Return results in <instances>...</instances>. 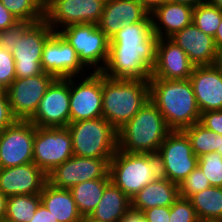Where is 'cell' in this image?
Masks as SVG:
<instances>
[{
	"mask_svg": "<svg viewBox=\"0 0 222 222\" xmlns=\"http://www.w3.org/2000/svg\"><path fill=\"white\" fill-rule=\"evenodd\" d=\"M157 40L152 22L124 24L110 39L107 63L101 73L112 79L149 81Z\"/></svg>",
	"mask_w": 222,
	"mask_h": 222,
	"instance_id": "6da1fadb",
	"label": "cell"
},
{
	"mask_svg": "<svg viewBox=\"0 0 222 222\" xmlns=\"http://www.w3.org/2000/svg\"><path fill=\"white\" fill-rule=\"evenodd\" d=\"M149 99L171 130H183L200 120L201 113L189 79L150 78Z\"/></svg>",
	"mask_w": 222,
	"mask_h": 222,
	"instance_id": "7a4b0ae2",
	"label": "cell"
},
{
	"mask_svg": "<svg viewBox=\"0 0 222 222\" xmlns=\"http://www.w3.org/2000/svg\"><path fill=\"white\" fill-rule=\"evenodd\" d=\"M149 100V81L112 79L102 74V117L117 131Z\"/></svg>",
	"mask_w": 222,
	"mask_h": 222,
	"instance_id": "3957f363",
	"label": "cell"
},
{
	"mask_svg": "<svg viewBox=\"0 0 222 222\" xmlns=\"http://www.w3.org/2000/svg\"><path fill=\"white\" fill-rule=\"evenodd\" d=\"M171 129L149 99L140 111L117 131L118 150L156 154Z\"/></svg>",
	"mask_w": 222,
	"mask_h": 222,
	"instance_id": "277c9868",
	"label": "cell"
},
{
	"mask_svg": "<svg viewBox=\"0 0 222 222\" xmlns=\"http://www.w3.org/2000/svg\"><path fill=\"white\" fill-rule=\"evenodd\" d=\"M111 182L130 199L160 177L156 154L116 151L109 162Z\"/></svg>",
	"mask_w": 222,
	"mask_h": 222,
	"instance_id": "5b68a950",
	"label": "cell"
},
{
	"mask_svg": "<svg viewBox=\"0 0 222 222\" xmlns=\"http://www.w3.org/2000/svg\"><path fill=\"white\" fill-rule=\"evenodd\" d=\"M54 30L45 20L32 23L18 21L15 24V42L11 51L15 60L16 78H27L43 73L42 52Z\"/></svg>",
	"mask_w": 222,
	"mask_h": 222,
	"instance_id": "8992f818",
	"label": "cell"
},
{
	"mask_svg": "<svg viewBox=\"0 0 222 222\" xmlns=\"http://www.w3.org/2000/svg\"><path fill=\"white\" fill-rule=\"evenodd\" d=\"M67 128L77 157L112 158L118 149L117 130L103 117L71 122Z\"/></svg>",
	"mask_w": 222,
	"mask_h": 222,
	"instance_id": "52a82bcc",
	"label": "cell"
},
{
	"mask_svg": "<svg viewBox=\"0 0 222 222\" xmlns=\"http://www.w3.org/2000/svg\"><path fill=\"white\" fill-rule=\"evenodd\" d=\"M75 49L90 72H101L109 54L110 39L94 23L71 24L58 31Z\"/></svg>",
	"mask_w": 222,
	"mask_h": 222,
	"instance_id": "ba28073f",
	"label": "cell"
},
{
	"mask_svg": "<svg viewBox=\"0 0 222 222\" xmlns=\"http://www.w3.org/2000/svg\"><path fill=\"white\" fill-rule=\"evenodd\" d=\"M156 155L160 176L176 184H180L198 166V157L183 130H171Z\"/></svg>",
	"mask_w": 222,
	"mask_h": 222,
	"instance_id": "9c48e42d",
	"label": "cell"
},
{
	"mask_svg": "<svg viewBox=\"0 0 222 222\" xmlns=\"http://www.w3.org/2000/svg\"><path fill=\"white\" fill-rule=\"evenodd\" d=\"M73 155L72 137L67 127H36L33 163L46 174Z\"/></svg>",
	"mask_w": 222,
	"mask_h": 222,
	"instance_id": "30bf717a",
	"label": "cell"
},
{
	"mask_svg": "<svg viewBox=\"0 0 222 222\" xmlns=\"http://www.w3.org/2000/svg\"><path fill=\"white\" fill-rule=\"evenodd\" d=\"M55 79L47 72L27 78H16L5 90L14 118L29 121L37 111L47 88Z\"/></svg>",
	"mask_w": 222,
	"mask_h": 222,
	"instance_id": "8fae6325",
	"label": "cell"
},
{
	"mask_svg": "<svg viewBox=\"0 0 222 222\" xmlns=\"http://www.w3.org/2000/svg\"><path fill=\"white\" fill-rule=\"evenodd\" d=\"M102 117V73L70 78V123Z\"/></svg>",
	"mask_w": 222,
	"mask_h": 222,
	"instance_id": "7c38bea8",
	"label": "cell"
},
{
	"mask_svg": "<svg viewBox=\"0 0 222 222\" xmlns=\"http://www.w3.org/2000/svg\"><path fill=\"white\" fill-rule=\"evenodd\" d=\"M103 7L102 0H45L44 20L54 32L71 24H97Z\"/></svg>",
	"mask_w": 222,
	"mask_h": 222,
	"instance_id": "4fadbf2b",
	"label": "cell"
},
{
	"mask_svg": "<svg viewBox=\"0 0 222 222\" xmlns=\"http://www.w3.org/2000/svg\"><path fill=\"white\" fill-rule=\"evenodd\" d=\"M35 131V125L23 120H16L0 131V168L33 162Z\"/></svg>",
	"mask_w": 222,
	"mask_h": 222,
	"instance_id": "5bb4252c",
	"label": "cell"
},
{
	"mask_svg": "<svg viewBox=\"0 0 222 222\" xmlns=\"http://www.w3.org/2000/svg\"><path fill=\"white\" fill-rule=\"evenodd\" d=\"M41 67L44 72L60 79L90 73V70L86 69L79 60L75 49L59 32H54L46 41L42 52Z\"/></svg>",
	"mask_w": 222,
	"mask_h": 222,
	"instance_id": "9a60e30c",
	"label": "cell"
},
{
	"mask_svg": "<svg viewBox=\"0 0 222 222\" xmlns=\"http://www.w3.org/2000/svg\"><path fill=\"white\" fill-rule=\"evenodd\" d=\"M36 127H67L70 123V78H56L47 88L33 117Z\"/></svg>",
	"mask_w": 222,
	"mask_h": 222,
	"instance_id": "2e32d148",
	"label": "cell"
},
{
	"mask_svg": "<svg viewBox=\"0 0 222 222\" xmlns=\"http://www.w3.org/2000/svg\"><path fill=\"white\" fill-rule=\"evenodd\" d=\"M110 160L111 158H89L73 155L47 174L48 183L57 188L70 189L72 186L85 181L110 177Z\"/></svg>",
	"mask_w": 222,
	"mask_h": 222,
	"instance_id": "e0dca14e",
	"label": "cell"
},
{
	"mask_svg": "<svg viewBox=\"0 0 222 222\" xmlns=\"http://www.w3.org/2000/svg\"><path fill=\"white\" fill-rule=\"evenodd\" d=\"M195 65L187 54L170 38H158L155 64L151 78L165 80L189 79Z\"/></svg>",
	"mask_w": 222,
	"mask_h": 222,
	"instance_id": "ac0fdd59",
	"label": "cell"
},
{
	"mask_svg": "<svg viewBox=\"0 0 222 222\" xmlns=\"http://www.w3.org/2000/svg\"><path fill=\"white\" fill-rule=\"evenodd\" d=\"M152 22L150 12L138 0H107L97 27L111 39L124 24Z\"/></svg>",
	"mask_w": 222,
	"mask_h": 222,
	"instance_id": "d6986e66",
	"label": "cell"
},
{
	"mask_svg": "<svg viewBox=\"0 0 222 222\" xmlns=\"http://www.w3.org/2000/svg\"><path fill=\"white\" fill-rule=\"evenodd\" d=\"M47 182V174L33 162L0 168V192L7 197L40 194Z\"/></svg>",
	"mask_w": 222,
	"mask_h": 222,
	"instance_id": "ffe728a7",
	"label": "cell"
},
{
	"mask_svg": "<svg viewBox=\"0 0 222 222\" xmlns=\"http://www.w3.org/2000/svg\"><path fill=\"white\" fill-rule=\"evenodd\" d=\"M189 80L200 113L222 110V70L217 64L195 66Z\"/></svg>",
	"mask_w": 222,
	"mask_h": 222,
	"instance_id": "44dd1931",
	"label": "cell"
},
{
	"mask_svg": "<svg viewBox=\"0 0 222 222\" xmlns=\"http://www.w3.org/2000/svg\"><path fill=\"white\" fill-rule=\"evenodd\" d=\"M170 39L187 54L195 66L217 64L218 50L214 38L202 32L193 22Z\"/></svg>",
	"mask_w": 222,
	"mask_h": 222,
	"instance_id": "7402d4cb",
	"label": "cell"
},
{
	"mask_svg": "<svg viewBox=\"0 0 222 222\" xmlns=\"http://www.w3.org/2000/svg\"><path fill=\"white\" fill-rule=\"evenodd\" d=\"M193 8L171 1L158 6L150 13L153 33L158 38H170L192 23Z\"/></svg>",
	"mask_w": 222,
	"mask_h": 222,
	"instance_id": "603a6c76",
	"label": "cell"
},
{
	"mask_svg": "<svg viewBox=\"0 0 222 222\" xmlns=\"http://www.w3.org/2000/svg\"><path fill=\"white\" fill-rule=\"evenodd\" d=\"M179 196V185L160 176L131 198V208L143 212L152 207H169Z\"/></svg>",
	"mask_w": 222,
	"mask_h": 222,
	"instance_id": "cb8c5ba5",
	"label": "cell"
},
{
	"mask_svg": "<svg viewBox=\"0 0 222 222\" xmlns=\"http://www.w3.org/2000/svg\"><path fill=\"white\" fill-rule=\"evenodd\" d=\"M41 203L58 222H82L72 193L69 189L57 188L46 183L40 193Z\"/></svg>",
	"mask_w": 222,
	"mask_h": 222,
	"instance_id": "d4e9b609",
	"label": "cell"
},
{
	"mask_svg": "<svg viewBox=\"0 0 222 222\" xmlns=\"http://www.w3.org/2000/svg\"><path fill=\"white\" fill-rule=\"evenodd\" d=\"M130 208L131 199L110 182L89 217L100 222H120Z\"/></svg>",
	"mask_w": 222,
	"mask_h": 222,
	"instance_id": "484cf974",
	"label": "cell"
},
{
	"mask_svg": "<svg viewBox=\"0 0 222 222\" xmlns=\"http://www.w3.org/2000/svg\"><path fill=\"white\" fill-rule=\"evenodd\" d=\"M110 182V177H103L76 184L69 189L82 217L90 216L103 196L105 187Z\"/></svg>",
	"mask_w": 222,
	"mask_h": 222,
	"instance_id": "4316f807",
	"label": "cell"
},
{
	"mask_svg": "<svg viewBox=\"0 0 222 222\" xmlns=\"http://www.w3.org/2000/svg\"><path fill=\"white\" fill-rule=\"evenodd\" d=\"M189 199L199 220H222V187L210 186Z\"/></svg>",
	"mask_w": 222,
	"mask_h": 222,
	"instance_id": "83f0119b",
	"label": "cell"
},
{
	"mask_svg": "<svg viewBox=\"0 0 222 222\" xmlns=\"http://www.w3.org/2000/svg\"><path fill=\"white\" fill-rule=\"evenodd\" d=\"M40 204V194L10 196L4 218L14 222H29Z\"/></svg>",
	"mask_w": 222,
	"mask_h": 222,
	"instance_id": "f1b7e54d",
	"label": "cell"
},
{
	"mask_svg": "<svg viewBox=\"0 0 222 222\" xmlns=\"http://www.w3.org/2000/svg\"><path fill=\"white\" fill-rule=\"evenodd\" d=\"M183 131L188 136L192 151L197 157L216 152L219 144V134L216 132L205 128L199 122L184 128Z\"/></svg>",
	"mask_w": 222,
	"mask_h": 222,
	"instance_id": "f546056e",
	"label": "cell"
},
{
	"mask_svg": "<svg viewBox=\"0 0 222 222\" xmlns=\"http://www.w3.org/2000/svg\"><path fill=\"white\" fill-rule=\"evenodd\" d=\"M19 21L40 22L45 17V0H0Z\"/></svg>",
	"mask_w": 222,
	"mask_h": 222,
	"instance_id": "4dcf8cb0",
	"label": "cell"
},
{
	"mask_svg": "<svg viewBox=\"0 0 222 222\" xmlns=\"http://www.w3.org/2000/svg\"><path fill=\"white\" fill-rule=\"evenodd\" d=\"M222 10L208 1L200 3L193 8L192 22L205 34L214 38L220 25Z\"/></svg>",
	"mask_w": 222,
	"mask_h": 222,
	"instance_id": "1f68e13d",
	"label": "cell"
},
{
	"mask_svg": "<svg viewBox=\"0 0 222 222\" xmlns=\"http://www.w3.org/2000/svg\"><path fill=\"white\" fill-rule=\"evenodd\" d=\"M198 167L203 171L211 186L222 187V156L217 152L198 157Z\"/></svg>",
	"mask_w": 222,
	"mask_h": 222,
	"instance_id": "d6a6232c",
	"label": "cell"
},
{
	"mask_svg": "<svg viewBox=\"0 0 222 222\" xmlns=\"http://www.w3.org/2000/svg\"><path fill=\"white\" fill-rule=\"evenodd\" d=\"M178 185L179 195L184 198H190L193 194L211 186L198 166Z\"/></svg>",
	"mask_w": 222,
	"mask_h": 222,
	"instance_id": "836d02e7",
	"label": "cell"
},
{
	"mask_svg": "<svg viewBox=\"0 0 222 222\" xmlns=\"http://www.w3.org/2000/svg\"><path fill=\"white\" fill-rule=\"evenodd\" d=\"M199 218L189 198L179 196L170 206L169 222H198Z\"/></svg>",
	"mask_w": 222,
	"mask_h": 222,
	"instance_id": "e575fe53",
	"label": "cell"
},
{
	"mask_svg": "<svg viewBox=\"0 0 222 222\" xmlns=\"http://www.w3.org/2000/svg\"><path fill=\"white\" fill-rule=\"evenodd\" d=\"M15 79V60L12 53L0 46V89L6 90Z\"/></svg>",
	"mask_w": 222,
	"mask_h": 222,
	"instance_id": "d590c367",
	"label": "cell"
},
{
	"mask_svg": "<svg viewBox=\"0 0 222 222\" xmlns=\"http://www.w3.org/2000/svg\"><path fill=\"white\" fill-rule=\"evenodd\" d=\"M199 123L205 128L222 135V110L201 113Z\"/></svg>",
	"mask_w": 222,
	"mask_h": 222,
	"instance_id": "8d00e7d4",
	"label": "cell"
},
{
	"mask_svg": "<svg viewBox=\"0 0 222 222\" xmlns=\"http://www.w3.org/2000/svg\"><path fill=\"white\" fill-rule=\"evenodd\" d=\"M15 121L16 119L11 112L6 91L0 89V131L11 126Z\"/></svg>",
	"mask_w": 222,
	"mask_h": 222,
	"instance_id": "74e56055",
	"label": "cell"
},
{
	"mask_svg": "<svg viewBox=\"0 0 222 222\" xmlns=\"http://www.w3.org/2000/svg\"><path fill=\"white\" fill-rule=\"evenodd\" d=\"M144 218L149 222H169L170 206L169 207H152L143 211Z\"/></svg>",
	"mask_w": 222,
	"mask_h": 222,
	"instance_id": "f35d334b",
	"label": "cell"
},
{
	"mask_svg": "<svg viewBox=\"0 0 222 222\" xmlns=\"http://www.w3.org/2000/svg\"><path fill=\"white\" fill-rule=\"evenodd\" d=\"M15 42V25L0 31V46L12 51Z\"/></svg>",
	"mask_w": 222,
	"mask_h": 222,
	"instance_id": "ab89813d",
	"label": "cell"
},
{
	"mask_svg": "<svg viewBox=\"0 0 222 222\" xmlns=\"http://www.w3.org/2000/svg\"><path fill=\"white\" fill-rule=\"evenodd\" d=\"M19 20L0 1V31L10 28Z\"/></svg>",
	"mask_w": 222,
	"mask_h": 222,
	"instance_id": "60d3db41",
	"label": "cell"
},
{
	"mask_svg": "<svg viewBox=\"0 0 222 222\" xmlns=\"http://www.w3.org/2000/svg\"><path fill=\"white\" fill-rule=\"evenodd\" d=\"M29 222H58L52 213L41 203Z\"/></svg>",
	"mask_w": 222,
	"mask_h": 222,
	"instance_id": "b9f144b4",
	"label": "cell"
},
{
	"mask_svg": "<svg viewBox=\"0 0 222 222\" xmlns=\"http://www.w3.org/2000/svg\"><path fill=\"white\" fill-rule=\"evenodd\" d=\"M120 222H149L144 218L143 212L130 208Z\"/></svg>",
	"mask_w": 222,
	"mask_h": 222,
	"instance_id": "7bdbcfd3",
	"label": "cell"
},
{
	"mask_svg": "<svg viewBox=\"0 0 222 222\" xmlns=\"http://www.w3.org/2000/svg\"><path fill=\"white\" fill-rule=\"evenodd\" d=\"M150 13L169 0H138Z\"/></svg>",
	"mask_w": 222,
	"mask_h": 222,
	"instance_id": "ee69618b",
	"label": "cell"
},
{
	"mask_svg": "<svg viewBox=\"0 0 222 222\" xmlns=\"http://www.w3.org/2000/svg\"><path fill=\"white\" fill-rule=\"evenodd\" d=\"M214 42H215V46H216L218 52L220 50H222V18L220 21V25L218 26V28L216 30V34L214 36Z\"/></svg>",
	"mask_w": 222,
	"mask_h": 222,
	"instance_id": "f6af8a7d",
	"label": "cell"
},
{
	"mask_svg": "<svg viewBox=\"0 0 222 222\" xmlns=\"http://www.w3.org/2000/svg\"><path fill=\"white\" fill-rule=\"evenodd\" d=\"M7 199H8V197L5 196L2 192H0V222L5 217Z\"/></svg>",
	"mask_w": 222,
	"mask_h": 222,
	"instance_id": "bcb514c9",
	"label": "cell"
},
{
	"mask_svg": "<svg viewBox=\"0 0 222 222\" xmlns=\"http://www.w3.org/2000/svg\"><path fill=\"white\" fill-rule=\"evenodd\" d=\"M171 2L180 3V4H187L189 6L195 7L200 3H203L207 0H169Z\"/></svg>",
	"mask_w": 222,
	"mask_h": 222,
	"instance_id": "7dc6e473",
	"label": "cell"
},
{
	"mask_svg": "<svg viewBox=\"0 0 222 222\" xmlns=\"http://www.w3.org/2000/svg\"><path fill=\"white\" fill-rule=\"evenodd\" d=\"M210 4L217 6L220 10H222V0H207Z\"/></svg>",
	"mask_w": 222,
	"mask_h": 222,
	"instance_id": "c3c4849f",
	"label": "cell"
},
{
	"mask_svg": "<svg viewBox=\"0 0 222 222\" xmlns=\"http://www.w3.org/2000/svg\"><path fill=\"white\" fill-rule=\"evenodd\" d=\"M216 152L222 156V135L221 134H219V144H218V148Z\"/></svg>",
	"mask_w": 222,
	"mask_h": 222,
	"instance_id": "681fc988",
	"label": "cell"
},
{
	"mask_svg": "<svg viewBox=\"0 0 222 222\" xmlns=\"http://www.w3.org/2000/svg\"><path fill=\"white\" fill-rule=\"evenodd\" d=\"M217 65L219 66V68L222 70V50H220L218 52V61H217Z\"/></svg>",
	"mask_w": 222,
	"mask_h": 222,
	"instance_id": "f907efd6",
	"label": "cell"
},
{
	"mask_svg": "<svg viewBox=\"0 0 222 222\" xmlns=\"http://www.w3.org/2000/svg\"><path fill=\"white\" fill-rule=\"evenodd\" d=\"M82 222H100V221H96V220L90 218L89 216H87V217L82 218Z\"/></svg>",
	"mask_w": 222,
	"mask_h": 222,
	"instance_id": "816d5d0a",
	"label": "cell"
},
{
	"mask_svg": "<svg viewBox=\"0 0 222 222\" xmlns=\"http://www.w3.org/2000/svg\"><path fill=\"white\" fill-rule=\"evenodd\" d=\"M198 222H222V220L202 219L199 220Z\"/></svg>",
	"mask_w": 222,
	"mask_h": 222,
	"instance_id": "f5cc1de1",
	"label": "cell"
},
{
	"mask_svg": "<svg viewBox=\"0 0 222 222\" xmlns=\"http://www.w3.org/2000/svg\"><path fill=\"white\" fill-rule=\"evenodd\" d=\"M1 222H14V221L7 220V219L4 218Z\"/></svg>",
	"mask_w": 222,
	"mask_h": 222,
	"instance_id": "db71d44e",
	"label": "cell"
}]
</instances>
